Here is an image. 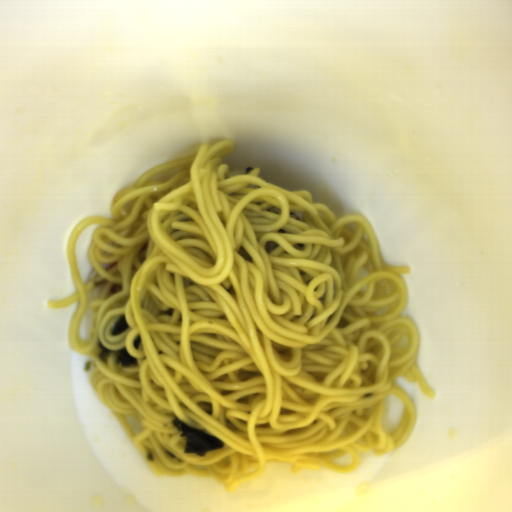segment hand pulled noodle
I'll return each mask as SVG.
<instances>
[{
	"label": "hand pulled noodle",
	"mask_w": 512,
	"mask_h": 512,
	"mask_svg": "<svg viewBox=\"0 0 512 512\" xmlns=\"http://www.w3.org/2000/svg\"><path fill=\"white\" fill-rule=\"evenodd\" d=\"M234 148L229 139L202 144L122 188L111 216L83 218L66 243L76 292L47 307L78 302L68 345L92 358L91 389L156 475L210 477L232 493L268 464L292 474L354 472L360 453H392L415 429L417 406L399 377L437 395L418 364L420 330L402 315V275L411 268L383 262L365 215L338 217L258 168L230 176L223 159ZM93 224L101 226L88 261L100 275L83 283L74 245ZM117 283L122 291L108 297ZM88 307L90 339L82 342ZM121 315L129 328L114 336ZM98 342L111 353L106 362ZM122 348L136 365L116 364ZM390 394L405 409L389 435L382 416ZM130 414L141 432L131 430ZM177 417L224 446L203 457L184 452ZM346 453L349 466L334 464Z\"/></svg>",
	"instance_id": "14784b9a"
}]
</instances>
